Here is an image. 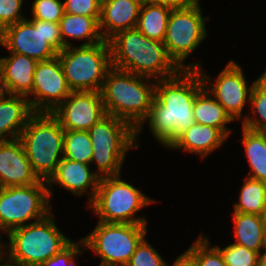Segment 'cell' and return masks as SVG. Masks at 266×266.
Returning <instances> with one entry per match:
<instances>
[{
	"label": "cell",
	"mask_w": 266,
	"mask_h": 266,
	"mask_svg": "<svg viewBox=\"0 0 266 266\" xmlns=\"http://www.w3.org/2000/svg\"><path fill=\"white\" fill-rule=\"evenodd\" d=\"M198 1L199 0H143V2L164 6L171 10L187 8L194 5Z\"/></svg>",
	"instance_id": "cell-37"
},
{
	"label": "cell",
	"mask_w": 266,
	"mask_h": 266,
	"mask_svg": "<svg viewBox=\"0 0 266 266\" xmlns=\"http://www.w3.org/2000/svg\"><path fill=\"white\" fill-rule=\"evenodd\" d=\"M19 139L33 172L48 181L63 158L64 129L59 121L51 113H34Z\"/></svg>",
	"instance_id": "cell-6"
},
{
	"label": "cell",
	"mask_w": 266,
	"mask_h": 266,
	"mask_svg": "<svg viewBox=\"0 0 266 266\" xmlns=\"http://www.w3.org/2000/svg\"><path fill=\"white\" fill-rule=\"evenodd\" d=\"M2 239H3V236H0V258L4 255V250H3L4 241Z\"/></svg>",
	"instance_id": "cell-43"
},
{
	"label": "cell",
	"mask_w": 266,
	"mask_h": 266,
	"mask_svg": "<svg viewBox=\"0 0 266 266\" xmlns=\"http://www.w3.org/2000/svg\"><path fill=\"white\" fill-rule=\"evenodd\" d=\"M9 55L0 57L1 90L28 98L33 89V76L38 62L26 55Z\"/></svg>",
	"instance_id": "cell-18"
},
{
	"label": "cell",
	"mask_w": 266,
	"mask_h": 266,
	"mask_svg": "<svg viewBox=\"0 0 266 266\" xmlns=\"http://www.w3.org/2000/svg\"><path fill=\"white\" fill-rule=\"evenodd\" d=\"M71 92L57 56L37 63L33 76V89L30 98L28 97L34 113H51Z\"/></svg>",
	"instance_id": "cell-14"
},
{
	"label": "cell",
	"mask_w": 266,
	"mask_h": 266,
	"mask_svg": "<svg viewBox=\"0 0 266 266\" xmlns=\"http://www.w3.org/2000/svg\"><path fill=\"white\" fill-rule=\"evenodd\" d=\"M249 107L251 114L245 115L242 126L253 131L266 132V88L258 80L253 86Z\"/></svg>",
	"instance_id": "cell-29"
},
{
	"label": "cell",
	"mask_w": 266,
	"mask_h": 266,
	"mask_svg": "<svg viewBox=\"0 0 266 266\" xmlns=\"http://www.w3.org/2000/svg\"><path fill=\"white\" fill-rule=\"evenodd\" d=\"M0 46L9 53L26 55L37 62L50 60L64 49L59 23L33 18L6 27Z\"/></svg>",
	"instance_id": "cell-12"
},
{
	"label": "cell",
	"mask_w": 266,
	"mask_h": 266,
	"mask_svg": "<svg viewBox=\"0 0 266 266\" xmlns=\"http://www.w3.org/2000/svg\"><path fill=\"white\" fill-rule=\"evenodd\" d=\"M203 66L198 68L204 87L211 95L224 107L226 112L234 121H242L245 116L242 115L246 104H250V96L255 82L248 85L241 65L232 59L227 63L224 69L219 72L216 79L204 72Z\"/></svg>",
	"instance_id": "cell-13"
},
{
	"label": "cell",
	"mask_w": 266,
	"mask_h": 266,
	"mask_svg": "<svg viewBox=\"0 0 266 266\" xmlns=\"http://www.w3.org/2000/svg\"><path fill=\"white\" fill-rule=\"evenodd\" d=\"M0 266H27V265L15 263L9 260L5 255H3L0 258Z\"/></svg>",
	"instance_id": "cell-39"
},
{
	"label": "cell",
	"mask_w": 266,
	"mask_h": 266,
	"mask_svg": "<svg viewBox=\"0 0 266 266\" xmlns=\"http://www.w3.org/2000/svg\"><path fill=\"white\" fill-rule=\"evenodd\" d=\"M228 138L212 126L194 123L180 134L167 148L183 150L187 153L199 155L201 159L208 157L214 150L224 145Z\"/></svg>",
	"instance_id": "cell-20"
},
{
	"label": "cell",
	"mask_w": 266,
	"mask_h": 266,
	"mask_svg": "<svg viewBox=\"0 0 266 266\" xmlns=\"http://www.w3.org/2000/svg\"><path fill=\"white\" fill-rule=\"evenodd\" d=\"M2 35H3V30L0 28V43H1V40H2Z\"/></svg>",
	"instance_id": "cell-44"
},
{
	"label": "cell",
	"mask_w": 266,
	"mask_h": 266,
	"mask_svg": "<svg viewBox=\"0 0 266 266\" xmlns=\"http://www.w3.org/2000/svg\"><path fill=\"white\" fill-rule=\"evenodd\" d=\"M63 2L65 13L93 17L99 23L101 3L97 0H64Z\"/></svg>",
	"instance_id": "cell-36"
},
{
	"label": "cell",
	"mask_w": 266,
	"mask_h": 266,
	"mask_svg": "<svg viewBox=\"0 0 266 266\" xmlns=\"http://www.w3.org/2000/svg\"><path fill=\"white\" fill-rule=\"evenodd\" d=\"M127 266H167V262L145 237L132 254Z\"/></svg>",
	"instance_id": "cell-33"
},
{
	"label": "cell",
	"mask_w": 266,
	"mask_h": 266,
	"mask_svg": "<svg viewBox=\"0 0 266 266\" xmlns=\"http://www.w3.org/2000/svg\"><path fill=\"white\" fill-rule=\"evenodd\" d=\"M241 127V142L250 167L246 176L266 182V132H257Z\"/></svg>",
	"instance_id": "cell-25"
},
{
	"label": "cell",
	"mask_w": 266,
	"mask_h": 266,
	"mask_svg": "<svg viewBox=\"0 0 266 266\" xmlns=\"http://www.w3.org/2000/svg\"><path fill=\"white\" fill-rule=\"evenodd\" d=\"M223 256L226 266H258L259 253L231 243L224 248L215 245Z\"/></svg>",
	"instance_id": "cell-31"
},
{
	"label": "cell",
	"mask_w": 266,
	"mask_h": 266,
	"mask_svg": "<svg viewBox=\"0 0 266 266\" xmlns=\"http://www.w3.org/2000/svg\"><path fill=\"white\" fill-rule=\"evenodd\" d=\"M121 174L102 177L94 199L87 205L100 222L146 225V216L137 217L142 208L156 202L135 185L122 180Z\"/></svg>",
	"instance_id": "cell-5"
},
{
	"label": "cell",
	"mask_w": 266,
	"mask_h": 266,
	"mask_svg": "<svg viewBox=\"0 0 266 266\" xmlns=\"http://www.w3.org/2000/svg\"><path fill=\"white\" fill-rule=\"evenodd\" d=\"M39 181L20 139L0 141V187L33 185Z\"/></svg>",
	"instance_id": "cell-17"
},
{
	"label": "cell",
	"mask_w": 266,
	"mask_h": 266,
	"mask_svg": "<svg viewBox=\"0 0 266 266\" xmlns=\"http://www.w3.org/2000/svg\"><path fill=\"white\" fill-rule=\"evenodd\" d=\"M147 232V225L97 221L82 239L87 250L101 259L99 266H127Z\"/></svg>",
	"instance_id": "cell-11"
},
{
	"label": "cell",
	"mask_w": 266,
	"mask_h": 266,
	"mask_svg": "<svg viewBox=\"0 0 266 266\" xmlns=\"http://www.w3.org/2000/svg\"><path fill=\"white\" fill-rule=\"evenodd\" d=\"M202 12L199 0L190 7L171 10L169 15L163 43L169 57L181 70H197L201 67L200 62L185 64V60L208 37L206 22L210 16L204 18Z\"/></svg>",
	"instance_id": "cell-9"
},
{
	"label": "cell",
	"mask_w": 266,
	"mask_h": 266,
	"mask_svg": "<svg viewBox=\"0 0 266 266\" xmlns=\"http://www.w3.org/2000/svg\"><path fill=\"white\" fill-rule=\"evenodd\" d=\"M235 244L260 253L266 246V227L260 215L232 212Z\"/></svg>",
	"instance_id": "cell-24"
},
{
	"label": "cell",
	"mask_w": 266,
	"mask_h": 266,
	"mask_svg": "<svg viewBox=\"0 0 266 266\" xmlns=\"http://www.w3.org/2000/svg\"><path fill=\"white\" fill-rule=\"evenodd\" d=\"M51 114L64 130L88 131L107 115L101 92L72 91Z\"/></svg>",
	"instance_id": "cell-15"
},
{
	"label": "cell",
	"mask_w": 266,
	"mask_h": 266,
	"mask_svg": "<svg viewBox=\"0 0 266 266\" xmlns=\"http://www.w3.org/2000/svg\"><path fill=\"white\" fill-rule=\"evenodd\" d=\"M99 3H104V2H106L107 0H97Z\"/></svg>",
	"instance_id": "cell-45"
},
{
	"label": "cell",
	"mask_w": 266,
	"mask_h": 266,
	"mask_svg": "<svg viewBox=\"0 0 266 266\" xmlns=\"http://www.w3.org/2000/svg\"><path fill=\"white\" fill-rule=\"evenodd\" d=\"M257 79L266 88V69Z\"/></svg>",
	"instance_id": "cell-42"
},
{
	"label": "cell",
	"mask_w": 266,
	"mask_h": 266,
	"mask_svg": "<svg viewBox=\"0 0 266 266\" xmlns=\"http://www.w3.org/2000/svg\"><path fill=\"white\" fill-rule=\"evenodd\" d=\"M60 33L65 47L75 46L69 39L84 41L81 46H90L102 42L104 39L99 30V23L84 15L65 13L59 21Z\"/></svg>",
	"instance_id": "cell-22"
},
{
	"label": "cell",
	"mask_w": 266,
	"mask_h": 266,
	"mask_svg": "<svg viewBox=\"0 0 266 266\" xmlns=\"http://www.w3.org/2000/svg\"><path fill=\"white\" fill-rule=\"evenodd\" d=\"M64 75L72 91L100 92L111 65L108 40L90 46H70L58 52Z\"/></svg>",
	"instance_id": "cell-8"
},
{
	"label": "cell",
	"mask_w": 266,
	"mask_h": 266,
	"mask_svg": "<svg viewBox=\"0 0 266 266\" xmlns=\"http://www.w3.org/2000/svg\"><path fill=\"white\" fill-rule=\"evenodd\" d=\"M23 4L24 0H0V28L2 30L26 19V15L21 11Z\"/></svg>",
	"instance_id": "cell-35"
},
{
	"label": "cell",
	"mask_w": 266,
	"mask_h": 266,
	"mask_svg": "<svg viewBox=\"0 0 266 266\" xmlns=\"http://www.w3.org/2000/svg\"><path fill=\"white\" fill-rule=\"evenodd\" d=\"M143 0H107L101 4L99 30L104 40L136 28Z\"/></svg>",
	"instance_id": "cell-19"
},
{
	"label": "cell",
	"mask_w": 266,
	"mask_h": 266,
	"mask_svg": "<svg viewBox=\"0 0 266 266\" xmlns=\"http://www.w3.org/2000/svg\"><path fill=\"white\" fill-rule=\"evenodd\" d=\"M63 14L64 2L61 0H34L32 2L30 18L59 23Z\"/></svg>",
	"instance_id": "cell-32"
},
{
	"label": "cell",
	"mask_w": 266,
	"mask_h": 266,
	"mask_svg": "<svg viewBox=\"0 0 266 266\" xmlns=\"http://www.w3.org/2000/svg\"><path fill=\"white\" fill-rule=\"evenodd\" d=\"M108 41L114 68L155 80L174 77L181 71L163 42L149 39L137 28L120 31Z\"/></svg>",
	"instance_id": "cell-2"
},
{
	"label": "cell",
	"mask_w": 266,
	"mask_h": 266,
	"mask_svg": "<svg viewBox=\"0 0 266 266\" xmlns=\"http://www.w3.org/2000/svg\"><path fill=\"white\" fill-rule=\"evenodd\" d=\"M50 201L45 180L33 185L0 187V236L44 219L52 212Z\"/></svg>",
	"instance_id": "cell-10"
},
{
	"label": "cell",
	"mask_w": 266,
	"mask_h": 266,
	"mask_svg": "<svg viewBox=\"0 0 266 266\" xmlns=\"http://www.w3.org/2000/svg\"><path fill=\"white\" fill-rule=\"evenodd\" d=\"M260 219L262 220L263 224L266 227V202H265V205H264V207L260 213Z\"/></svg>",
	"instance_id": "cell-41"
},
{
	"label": "cell",
	"mask_w": 266,
	"mask_h": 266,
	"mask_svg": "<svg viewBox=\"0 0 266 266\" xmlns=\"http://www.w3.org/2000/svg\"><path fill=\"white\" fill-rule=\"evenodd\" d=\"M193 115L195 123L218 128L227 138L230 136L232 129L226 125L234 120L205 87L196 94Z\"/></svg>",
	"instance_id": "cell-23"
},
{
	"label": "cell",
	"mask_w": 266,
	"mask_h": 266,
	"mask_svg": "<svg viewBox=\"0 0 266 266\" xmlns=\"http://www.w3.org/2000/svg\"><path fill=\"white\" fill-rule=\"evenodd\" d=\"M171 9L143 2L136 28L149 39L164 41Z\"/></svg>",
	"instance_id": "cell-26"
},
{
	"label": "cell",
	"mask_w": 266,
	"mask_h": 266,
	"mask_svg": "<svg viewBox=\"0 0 266 266\" xmlns=\"http://www.w3.org/2000/svg\"><path fill=\"white\" fill-rule=\"evenodd\" d=\"M33 114L27 97L2 92L0 94V141L19 138Z\"/></svg>",
	"instance_id": "cell-21"
},
{
	"label": "cell",
	"mask_w": 266,
	"mask_h": 266,
	"mask_svg": "<svg viewBox=\"0 0 266 266\" xmlns=\"http://www.w3.org/2000/svg\"><path fill=\"white\" fill-rule=\"evenodd\" d=\"M266 202V182L244 178L239 201L234 203L233 212L260 215Z\"/></svg>",
	"instance_id": "cell-27"
},
{
	"label": "cell",
	"mask_w": 266,
	"mask_h": 266,
	"mask_svg": "<svg viewBox=\"0 0 266 266\" xmlns=\"http://www.w3.org/2000/svg\"><path fill=\"white\" fill-rule=\"evenodd\" d=\"M92 143L91 166L100 177L116 176L121 170L127 152L136 147V130L126 121L106 115L88 130ZM131 149V150H130Z\"/></svg>",
	"instance_id": "cell-7"
},
{
	"label": "cell",
	"mask_w": 266,
	"mask_h": 266,
	"mask_svg": "<svg viewBox=\"0 0 266 266\" xmlns=\"http://www.w3.org/2000/svg\"><path fill=\"white\" fill-rule=\"evenodd\" d=\"M7 236L4 255L27 266H40L73 241L59 229L52 212L42 220L13 229Z\"/></svg>",
	"instance_id": "cell-4"
},
{
	"label": "cell",
	"mask_w": 266,
	"mask_h": 266,
	"mask_svg": "<svg viewBox=\"0 0 266 266\" xmlns=\"http://www.w3.org/2000/svg\"><path fill=\"white\" fill-rule=\"evenodd\" d=\"M155 84V79L111 67L100 91L106 113L136 130L149 114Z\"/></svg>",
	"instance_id": "cell-3"
},
{
	"label": "cell",
	"mask_w": 266,
	"mask_h": 266,
	"mask_svg": "<svg viewBox=\"0 0 266 266\" xmlns=\"http://www.w3.org/2000/svg\"><path fill=\"white\" fill-rule=\"evenodd\" d=\"M167 266H195L193 261L183 252L176 257L172 265L167 263Z\"/></svg>",
	"instance_id": "cell-38"
},
{
	"label": "cell",
	"mask_w": 266,
	"mask_h": 266,
	"mask_svg": "<svg viewBox=\"0 0 266 266\" xmlns=\"http://www.w3.org/2000/svg\"><path fill=\"white\" fill-rule=\"evenodd\" d=\"M91 165L62 158L56 172L47 181L48 194L54 197L53 190L56 185L62 187L73 196L83 197L88 193L87 205L94 199L98 189L100 177L90 168ZM89 189V190H88Z\"/></svg>",
	"instance_id": "cell-16"
},
{
	"label": "cell",
	"mask_w": 266,
	"mask_h": 266,
	"mask_svg": "<svg viewBox=\"0 0 266 266\" xmlns=\"http://www.w3.org/2000/svg\"><path fill=\"white\" fill-rule=\"evenodd\" d=\"M211 244L209 238L201 234L184 253L195 266H226L219 249Z\"/></svg>",
	"instance_id": "cell-30"
},
{
	"label": "cell",
	"mask_w": 266,
	"mask_h": 266,
	"mask_svg": "<svg viewBox=\"0 0 266 266\" xmlns=\"http://www.w3.org/2000/svg\"><path fill=\"white\" fill-rule=\"evenodd\" d=\"M204 87L198 70H181L176 76L156 80L155 96L147 118L136 129L138 136L145 123L153 138L166 148L194 123L193 107L196 94Z\"/></svg>",
	"instance_id": "cell-1"
},
{
	"label": "cell",
	"mask_w": 266,
	"mask_h": 266,
	"mask_svg": "<svg viewBox=\"0 0 266 266\" xmlns=\"http://www.w3.org/2000/svg\"><path fill=\"white\" fill-rule=\"evenodd\" d=\"M86 251L88 250L84 246V241L81 237L79 241H72L60 253L55 254L40 266H78L76 263L77 256L84 254Z\"/></svg>",
	"instance_id": "cell-34"
},
{
	"label": "cell",
	"mask_w": 266,
	"mask_h": 266,
	"mask_svg": "<svg viewBox=\"0 0 266 266\" xmlns=\"http://www.w3.org/2000/svg\"><path fill=\"white\" fill-rule=\"evenodd\" d=\"M63 157L91 165L92 143L88 131L64 130Z\"/></svg>",
	"instance_id": "cell-28"
},
{
	"label": "cell",
	"mask_w": 266,
	"mask_h": 266,
	"mask_svg": "<svg viewBox=\"0 0 266 266\" xmlns=\"http://www.w3.org/2000/svg\"><path fill=\"white\" fill-rule=\"evenodd\" d=\"M258 266H266V246L259 253V263H258Z\"/></svg>",
	"instance_id": "cell-40"
}]
</instances>
